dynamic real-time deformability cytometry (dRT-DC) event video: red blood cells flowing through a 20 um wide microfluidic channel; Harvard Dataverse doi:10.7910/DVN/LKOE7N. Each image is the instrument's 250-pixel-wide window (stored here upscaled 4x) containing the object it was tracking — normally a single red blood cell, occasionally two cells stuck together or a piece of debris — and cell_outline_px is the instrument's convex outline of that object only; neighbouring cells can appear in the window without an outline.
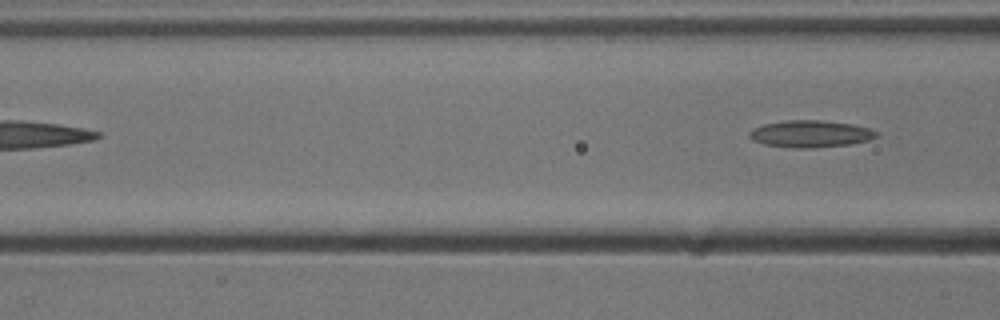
{"species": "common noctule bat (a hibernating species)", "species_latin": "Nyctalus noctula", "temperature_condition": "cold", "stored_images_in_passage": 3, "camera_frame_rate_fps": 3000, "um_per_image_px": 0.085, "animal": {"sex": "male", "body_mass_g": 13.3}, "frame": {"image": 1, "passage_image": 3, "time_ms": 0.667, "image_size_px": [1000, 320], "cell_outline_px": [[876, 136], [868, 140], [848, 144], [812, 148], [792, 148], [764, 144], [752, 140], [748, 136], [748, 132], [752, 128], [764, 124], [788, 120], [820, 120], [852, 124], [868, 128], [876, 132]], "centroid_in_image_um": [68.81, 11.38], "position_along_channel_um": 97.8, "area_um2": 19.83}}